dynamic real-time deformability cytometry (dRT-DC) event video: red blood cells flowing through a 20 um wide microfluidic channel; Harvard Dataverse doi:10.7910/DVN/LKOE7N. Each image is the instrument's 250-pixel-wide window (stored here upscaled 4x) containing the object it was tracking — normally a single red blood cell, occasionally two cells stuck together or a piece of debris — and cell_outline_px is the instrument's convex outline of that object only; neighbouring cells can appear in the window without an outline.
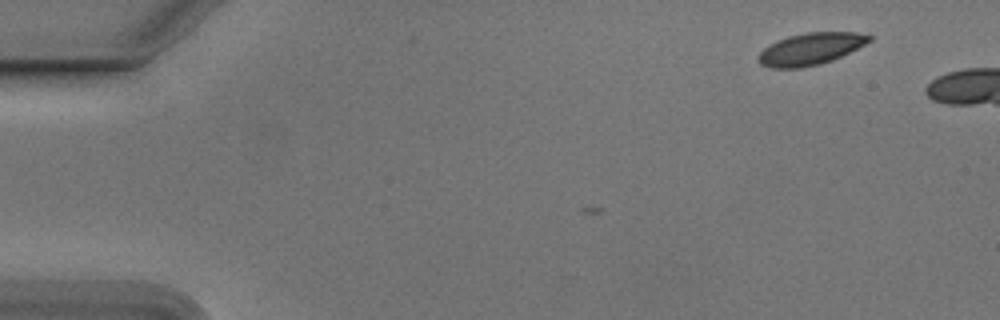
{"species": "Egyptian fruit bat (a non-hibernating species)", "species_latin": "Rousettus aegyptiacus", "temperature_condition": "cold", "stored_images_in_passage": 7, "camera_frame_rate_fps": 3000, "um_per_image_px": 0.085, "animal": {"sex": "male"}, "frame": {"image": 1, "passage_image": 1, "time_ms": 0.0, "image_size_px": [1000, 320], "cell_outline_px": [[872, 40], [832, 60], [820, 64], [800, 68], [772, 68], [760, 64], [756, 56], [764, 48], [776, 40], [788, 36], [804, 32], [856, 32], [872, 36]], "centroid_in_image_um": [68.85, 4.15], "position_along_channel_um": 16.2, "area_um2": 20.58}}